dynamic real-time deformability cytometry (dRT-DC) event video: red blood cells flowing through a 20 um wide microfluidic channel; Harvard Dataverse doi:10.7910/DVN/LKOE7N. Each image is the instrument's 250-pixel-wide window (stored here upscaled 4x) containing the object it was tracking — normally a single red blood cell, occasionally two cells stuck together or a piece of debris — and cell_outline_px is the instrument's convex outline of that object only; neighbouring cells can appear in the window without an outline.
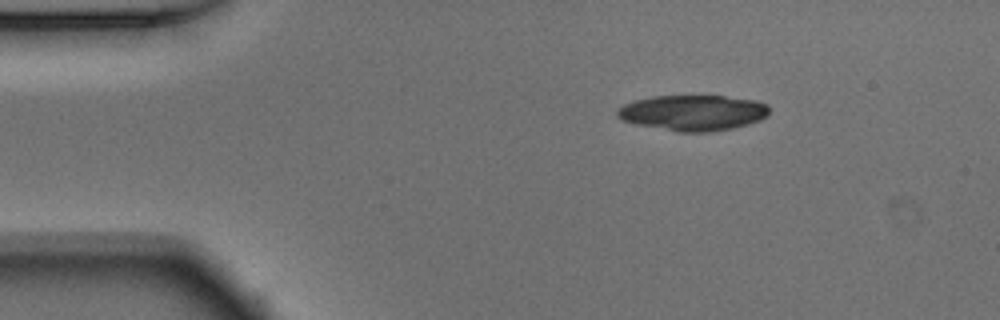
{"species": "Egyptian fruit bat (a non-hibernating species)", "species_latin": "Rousettus aegyptiacus", "temperature_condition": "warm", "stored_images_in_passage": 24, "camera_frame_rate_fps": 3000, "um_per_image_px": 0.085, "animal": {"sex": "male"}, "frame": {"image": 1, "passage_image": 1, "time_ms": 0.0, "image_size_px": [1000, 320], "cell_outline_px": [[768, 116], [760, 120], [748, 124], [732, 128], [712, 132], [680, 132], [636, 124], [620, 120], [616, 116], [616, 112], [624, 104], [636, 100], [652, 96], [724, 96], [756, 100], [768, 104]], "centroid_in_image_um": [58.91, 9.59], "position_along_channel_um": 26.1, "area_um2": 31.62}}